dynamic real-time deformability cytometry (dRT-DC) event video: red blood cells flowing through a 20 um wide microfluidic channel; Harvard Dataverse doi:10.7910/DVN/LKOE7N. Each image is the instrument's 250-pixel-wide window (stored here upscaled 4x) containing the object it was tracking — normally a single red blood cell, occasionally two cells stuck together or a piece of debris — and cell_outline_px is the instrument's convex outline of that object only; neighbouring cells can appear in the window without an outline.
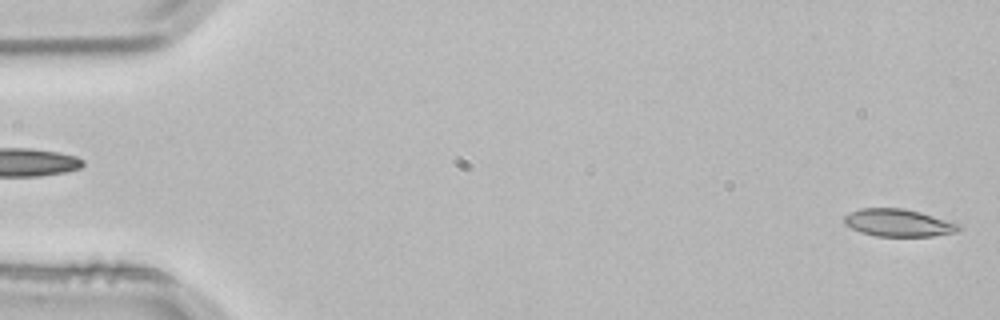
{"species": "common noctule bat (a hibernating species)", "species_latin": "Nyctalus noctula", "temperature_condition": "room temperature", "stored_images_in_passage": 4, "camera_frame_rate_fps": 3000, "um_per_image_px": 0.085, "animal": {"sex": "male", "body_mass_g": 21.5, "forearm_length_mm": 52.0}, "frame": {"image": 1, "passage_image": 1, "time_ms": 0.0, "image_size_px": [1000, 320], "cell_outline_px": [[960, 228], [956, 232], [932, 236], [876, 236], [860, 232], [844, 224], [844, 216], [860, 208], [904, 208], [920, 212], [960, 224]], "centroid_in_image_um": [76.34, 18.94], "position_along_channel_um": 8.7, "area_um2": 18.21}}
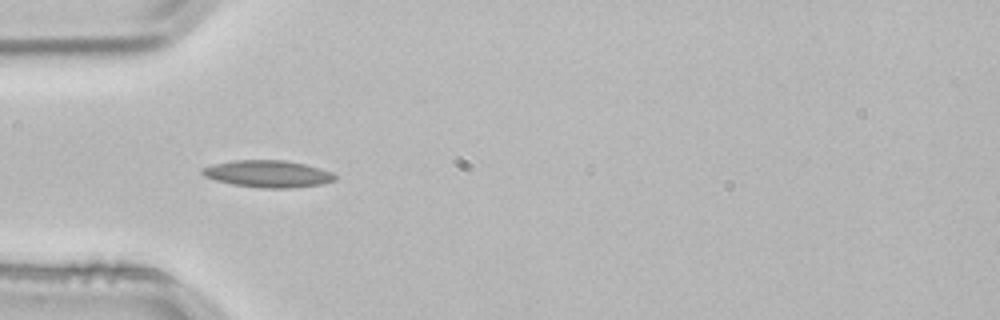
{"frame": {"image": 2, "passage_image": 4, "time_ms": 1.0, "image_size_px": [1000, 320], "cell_outline_px": [[336, 180], [320, 184], [292, 188], [260, 188], [232, 184], [216, 180], [204, 176], [200, 172], [200, 168], [216, 164], [236, 160], [284, 160], [304, 164], [320, 168], [332, 172], [336, 176]], "centroid_in_image_um": [22.77, 14.78], "position_along_channel_um": 62.2, "area_um2": 20.81}}